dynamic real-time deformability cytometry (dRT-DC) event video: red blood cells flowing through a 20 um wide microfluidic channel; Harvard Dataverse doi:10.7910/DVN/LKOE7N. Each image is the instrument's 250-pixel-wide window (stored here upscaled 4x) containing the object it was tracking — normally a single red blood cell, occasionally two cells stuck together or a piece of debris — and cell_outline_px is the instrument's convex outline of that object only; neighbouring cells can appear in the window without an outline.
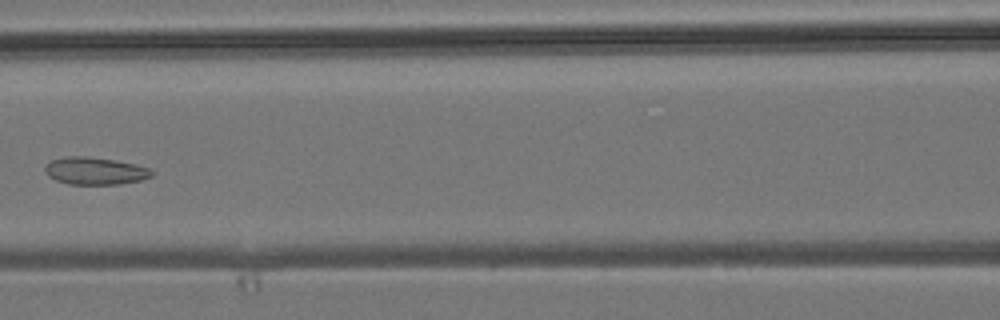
{"species": "common noctule bat (a hibernating species)", "species_latin": "Nyctalus noctula", "temperature_condition": "room temperature", "stored_images_in_passage": 7, "camera_frame_rate_fps": 3000, "um_per_image_px": 0.085, "animal": {"sex": "male", "body_mass_g": 19.2, "forearm_length_mm": 51.8}, "frame": {"image": 1, "passage_image": 7, "time_ms": 8.667, "image_size_px": [1000, 320], "cell_outline_px": [[156, 172], [152, 176], [140, 180], [120, 184], [68, 184], [56, 180], [48, 176], [44, 168], [52, 160], [68, 156], [84, 156], [112, 160], [136, 164], [148, 168]], "centroid_in_image_um": [8.1, 14.53], "position_along_channel_um": 158.5, "area_um2": 16.88}}